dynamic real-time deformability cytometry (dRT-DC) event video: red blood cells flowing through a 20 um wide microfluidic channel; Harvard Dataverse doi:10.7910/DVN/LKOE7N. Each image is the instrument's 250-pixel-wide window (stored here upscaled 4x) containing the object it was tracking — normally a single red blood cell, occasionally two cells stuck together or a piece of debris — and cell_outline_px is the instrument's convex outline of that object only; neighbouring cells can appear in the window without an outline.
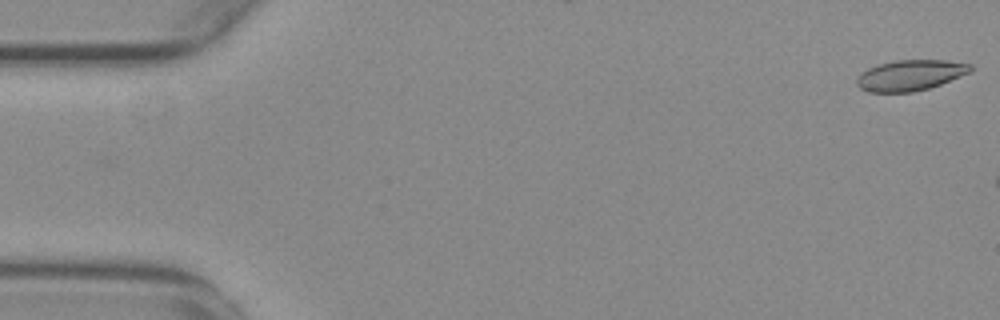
{"species": "common noctule bat (a hibernating species)", "species_latin": "Nyctalus noctula", "temperature_condition": "warm", "stored_images_in_passage": 7, "camera_frame_rate_fps": 3000, "um_per_image_px": 0.085, "animal": {"sex": "female", "body_mass_g": 29.2, "forearm_length_mm": 56.3}, "frame": {"image": 1, "passage_image": 1, "time_ms": 0.0, "image_size_px": [1000, 320], "cell_outline_px": [[972, 72], [940, 84], [928, 88], [912, 92], [868, 92], [860, 88], [856, 84], [856, 80], [860, 72], [876, 64], [896, 60], [948, 60], [972, 64]], "centroid_in_image_um": [77.36, 6.39], "position_along_channel_um": 7.6, "area_um2": 20.52}}